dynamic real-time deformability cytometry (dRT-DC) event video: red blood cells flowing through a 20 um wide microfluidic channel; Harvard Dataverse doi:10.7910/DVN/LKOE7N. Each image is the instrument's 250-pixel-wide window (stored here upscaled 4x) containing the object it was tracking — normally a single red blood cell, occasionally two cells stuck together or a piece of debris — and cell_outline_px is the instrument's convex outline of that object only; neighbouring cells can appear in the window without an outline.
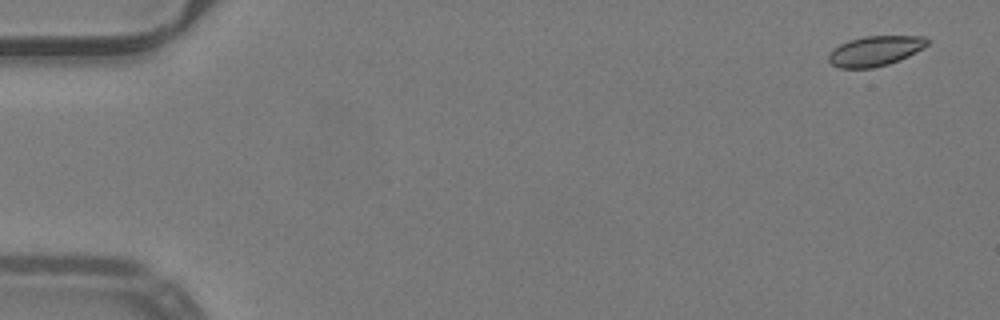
{"species": "common noctule bat (a hibernating species)", "species_latin": "Nyctalus noctula", "temperature_condition": "warm", "stored_images_in_passage": 11, "camera_frame_rate_fps": 3000, "um_per_image_px": 0.085, "animal": {"sex": "male", "body_mass_g": 19.2, "forearm_length_mm": 51.8}, "frame": {"image": 1, "passage_image": 1, "time_ms": 0.0, "image_size_px": [1000, 320], "cell_outline_px": [[928, 44], [908, 56], [900, 60], [888, 64], [872, 68], [840, 68], [832, 64], [828, 60], [828, 52], [832, 48], [848, 40], [864, 36], [924, 36], [928, 40]], "centroid_in_image_um": [74.34, 4.33], "position_along_channel_um": 10.7, "area_um2": 17.28}}